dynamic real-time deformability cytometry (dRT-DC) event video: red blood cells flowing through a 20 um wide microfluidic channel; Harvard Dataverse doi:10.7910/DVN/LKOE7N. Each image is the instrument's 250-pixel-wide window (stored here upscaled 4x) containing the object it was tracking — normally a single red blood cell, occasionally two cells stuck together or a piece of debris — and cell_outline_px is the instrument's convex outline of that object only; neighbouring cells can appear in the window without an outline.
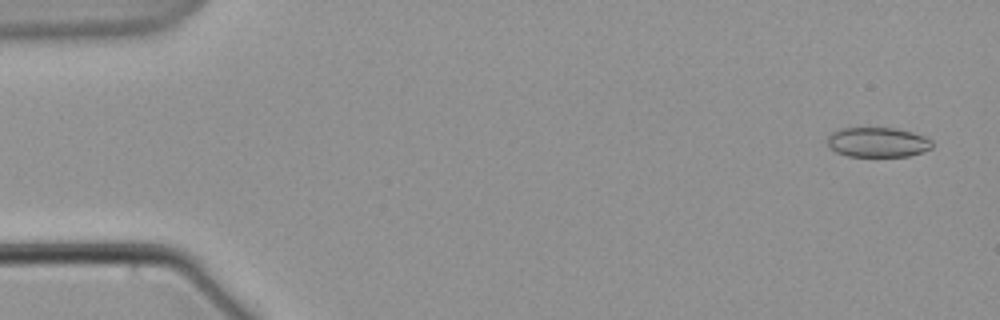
{"species": "common noctule bat (a hibernating species)", "species_latin": "Nyctalus noctula", "temperature_condition": "warm", "stored_images_in_passage": 9, "camera_frame_rate_fps": 3000, "um_per_image_px": 0.085, "animal": {"sex": "male", "body_mass_g": 21.5, "forearm_length_mm": 52.0}, "frame": {"image": 1, "passage_image": 1, "time_ms": 0.0, "image_size_px": [1000, 320], "cell_outline_px": [[932, 148], [908, 156], [848, 156], [836, 152], [828, 144], [828, 136], [832, 132], [840, 128], [896, 128], [912, 132], [924, 136], [932, 140]], "centroid_in_image_um": [74.61, 12.08], "position_along_channel_um": 10.4, "area_um2": 18.09}}
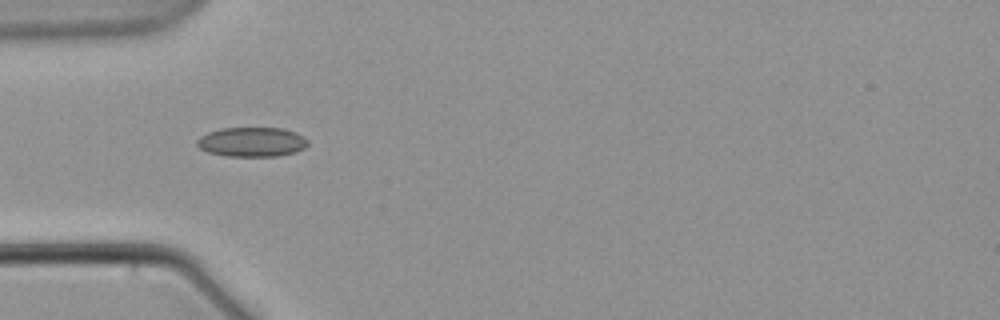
{"frame": {"image": 2, "passage_image": 6, "time_ms": 6.0, "image_size_px": [1000, 320], "cell_outline_px": [[308, 144], [304, 148], [296, 152], [276, 156], [224, 156], [208, 152], [200, 148], [196, 144], [196, 140], [200, 136], [208, 132], [220, 128], [284, 128], [296, 132], [304, 136], [308, 140]], "centroid_in_image_um": [21.41, 12.06], "position_along_channel_um": 63.6, "area_um2": 19.25}}
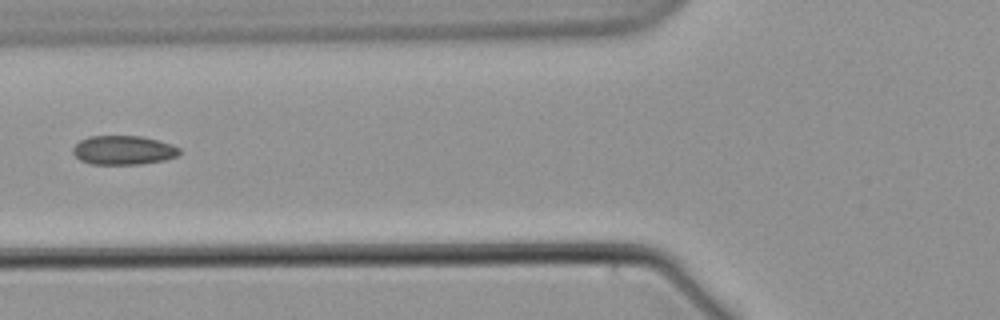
{"frame": {"image": 3, "passage_image": 7, "time_ms": 7.667, "image_size_px": [1000, 320], "cell_outline_px": [[180, 152], [176, 156], [164, 160], [140, 164], [88, 164], [80, 160], [72, 152], [72, 148], [80, 140], [88, 136], [140, 136], [172, 144], [180, 148]], "centroid_in_image_um": [10.46, 12.76], "position_along_channel_um": 115.3, "area_um2": 18.03}}